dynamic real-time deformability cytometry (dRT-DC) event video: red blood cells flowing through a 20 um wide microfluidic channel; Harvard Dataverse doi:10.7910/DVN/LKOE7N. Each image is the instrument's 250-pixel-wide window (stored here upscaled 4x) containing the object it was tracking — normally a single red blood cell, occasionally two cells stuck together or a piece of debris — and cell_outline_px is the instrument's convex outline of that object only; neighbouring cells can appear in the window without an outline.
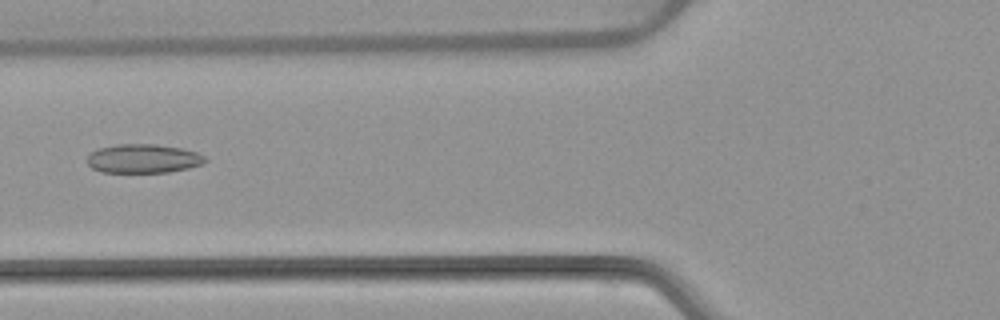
{"species": "common noctule bat (a hibernating species)", "species_latin": "Nyctalus noctula", "temperature_condition": "warm", "stored_images_in_passage": 7, "camera_frame_rate_fps": 3000, "um_per_image_px": 0.085, "animal": {"sex": "female", "body_mass_g": 22.7, "forearm_length_mm": 54.2}, "frame": {"image": 1, "passage_image": 6, "time_ms": 6.333, "image_size_px": [1000, 320], "cell_outline_px": [[208, 160], [200, 164], [188, 168], [168, 172], [100, 172], [92, 168], [88, 164], [88, 156], [96, 148], [116, 144], [156, 144], [180, 148], [196, 152], [204, 156]], "centroid_in_image_um": [12.15, 13.47], "position_along_channel_um": 113.7, "area_um2": 19.83}}
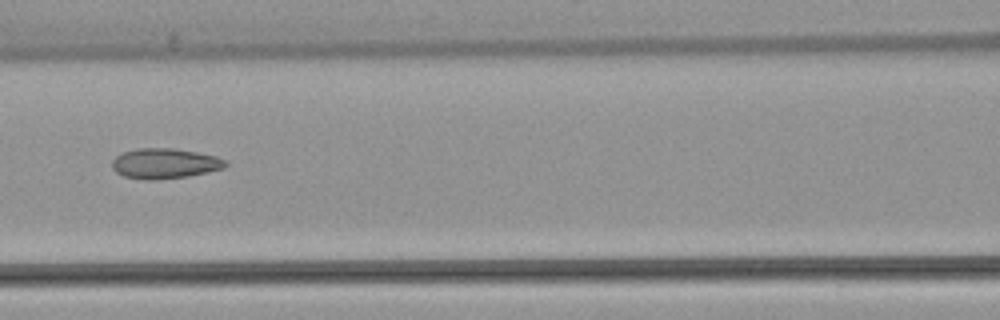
{"frame": {"image": 2, "passage_image": 7, "time_ms": 7.333, "image_size_px": [1000, 320], "cell_outline_px": [[228, 164], [224, 168], [208, 172], [188, 176], [152, 180], [144, 180], [124, 176], [116, 172], [112, 168], [112, 160], [116, 156], [124, 152], [140, 148], [176, 148], [216, 156], [228, 160]], "centroid_in_image_um": [14.03, 13.89], "position_along_channel_um": 152.6, "area_um2": 20.06}}